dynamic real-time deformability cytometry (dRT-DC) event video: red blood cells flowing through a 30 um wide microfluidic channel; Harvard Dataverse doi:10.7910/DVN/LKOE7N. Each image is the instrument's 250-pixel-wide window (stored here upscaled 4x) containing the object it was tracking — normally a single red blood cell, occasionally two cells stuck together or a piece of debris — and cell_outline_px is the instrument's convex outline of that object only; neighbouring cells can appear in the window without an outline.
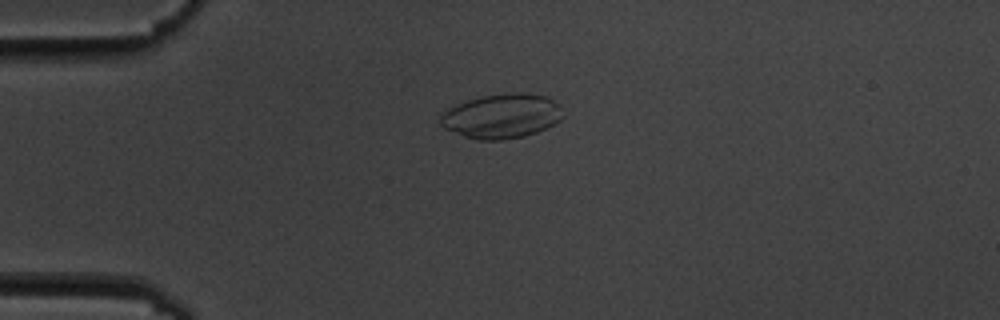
{"species": "common noctule bat (a hibernating species)", "species_latin": "Nyctalus noctula", "temperature_condition": "cold", "stored_images_in_passage": 6, "camera_frame_rate_fps": 3000, "um_per_image_px": 0.085, "animal": {"sex": "male", "body_mass_g": 19.5, "forearm_length_mm": 54.6}, "frame": {"image": 1, "passage_image": 4, "time_ms": 4.333, "image_size_px": [1000, 320], "cell_outline_px": [[564, 116], [556, 124], [536, 132], [524, 136], [500, 140], [476, 140], [464, 136], [444, 128], [440, 124], [440, 116], [448, 108], [456, 104], [480, 96], [516, 92], [528, 92], [548, 96], [560, 104]], "centroid_in_image_um": [42.69, 9.85], "position_along_channel_um": 42.3, "area_um2": 32.14}}
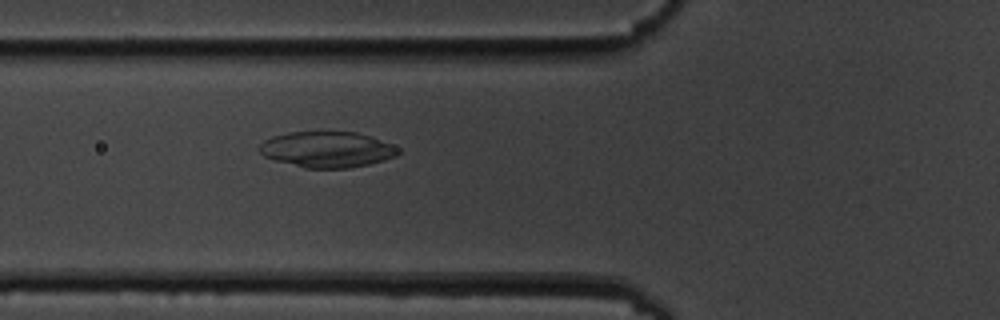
{"frame": {"image": 2, "passage_image": 6, "time_ms": 6.667, "image_size_px": [1000, 320], "cell_outline_px": [[400, 152], [396, 156], [384, 160], [368, 164], [348, 168], [304, 168], [276, 160], [264, 156], [260, 152], [260, 144], [264, 140], [272, 136], [288, 132], [356, 132], [392, 144], [400, 148]], "centroid_in_image_um": [27.8, 12.7], "position_along_channel_um": 98.0, "area_um2": 28.84}}